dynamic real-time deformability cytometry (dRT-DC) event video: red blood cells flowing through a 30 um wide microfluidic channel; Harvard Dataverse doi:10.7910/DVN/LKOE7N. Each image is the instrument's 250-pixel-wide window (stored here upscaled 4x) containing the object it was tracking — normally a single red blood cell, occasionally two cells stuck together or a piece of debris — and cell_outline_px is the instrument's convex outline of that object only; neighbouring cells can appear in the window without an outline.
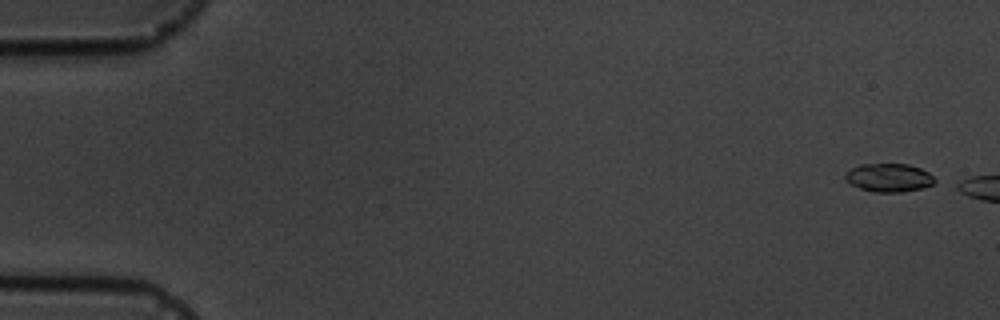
{"species": "common noctule bat (a hibernating species)", "species_latin": "Nyctalus noctula", "temperature_condition": "cold", "stored_images_in_passage": 5, "camera_frame_rate_fps": 3000, "um_per_image_px": 0.085, "animal": {"sex": "male", "body_mass_g": 19.5, "forearm_length_mm": 54.6}, "frame": {"image": 1, "passage_image": 1, "time_ms": 0.0, "image_size_px": [1000, 320], "cell_outline_px": [[936, 180], [932, 184], [920, 188], [900, 192], [876, 192], [860, 188], [848, 184], [844, 180], [844, 176], [852, 168], [860, 164], [908, 164], [920, 168], [928, 172]], "centroid_in_image_um": [75.52, 15.1], "position_along_channel_um": 9.5, "area_um2": 14.68}}